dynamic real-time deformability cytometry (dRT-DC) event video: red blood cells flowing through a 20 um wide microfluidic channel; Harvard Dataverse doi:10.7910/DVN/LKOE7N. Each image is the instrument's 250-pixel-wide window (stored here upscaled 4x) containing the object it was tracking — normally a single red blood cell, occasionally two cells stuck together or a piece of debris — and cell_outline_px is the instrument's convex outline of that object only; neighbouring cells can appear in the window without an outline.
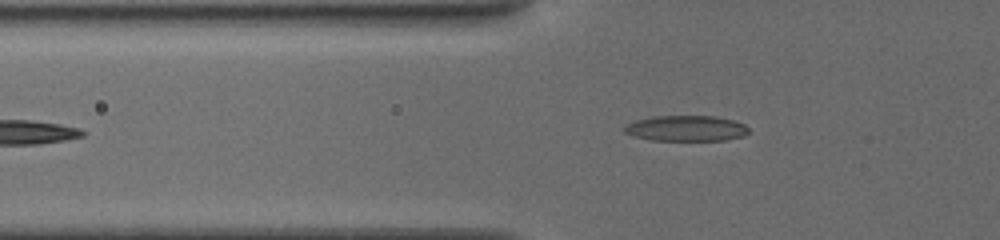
{"species": "common noctule bat (a hibernating species)", "species_latin": "Nyctalus noctula", "temperature_condition": "cold", "stored_images_in_passage": 23, "camera_frame_rate_fps": 3000, "um_per_image_px": 0.085, "animal": {"sex": "female", "body_mass_g": 19.5, "forearm_length_mm": 54.1}, "frame": {"image": 1, "passage_image": 23, "time_ms": 6.333, "image_size_px": [1000, 240], "cell_outline_px": [[748, 132], [744, 136], [724, 140], [652, 140], [632, 136], [624, 132], [624, 128], [628, 124], [636, 120], [652, 116], [716, 116], [732, 120], [744, 124], [748, 128]], "centroid_in_image_um": [58.31, 10.91], "position_along_channel_um": 67.5, "area_um2": 18.5}}